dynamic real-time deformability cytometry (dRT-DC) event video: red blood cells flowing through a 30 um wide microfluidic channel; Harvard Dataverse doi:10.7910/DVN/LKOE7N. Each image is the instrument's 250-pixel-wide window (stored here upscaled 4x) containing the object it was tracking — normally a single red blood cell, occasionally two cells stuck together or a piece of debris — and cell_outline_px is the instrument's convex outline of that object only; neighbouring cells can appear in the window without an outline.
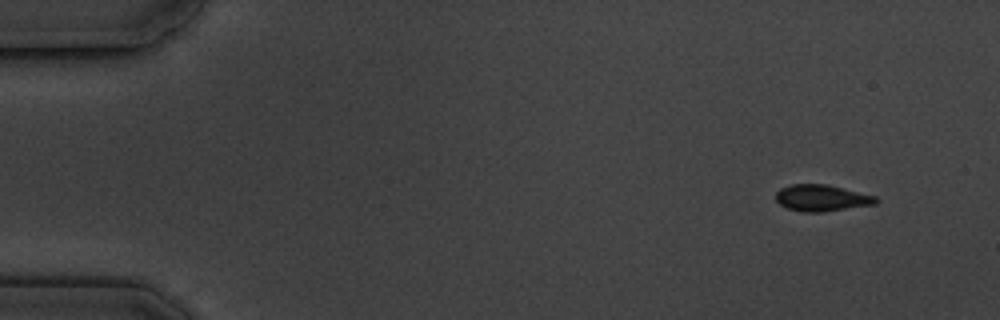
{"species": "common noctule bat (a hibernating species)", "species_latin": "Nyctalus noctula", "temperature_condition": "cold", "stored_images_in_passage": 9, "camera_frame_rate_fps": 3000, "um_per_image_px": 0.085, "animal": {"sex": "male", "body_mass_g": 19.5, "forearm_length_mm": 54.6}, "frame": {"image": 1, "passage_image": 1, "time_ms": 0.0, "image_size_px": [1000, 320], "cell_outline_px": [[880, 200], [876, 204], [824, 212], [804, 212], [788, 208], [780, 204], [776, 200], [776, 192], [780, 188], [792, 184], [824, 184], [876, 196]], "centroid_in_image_um": [69.85, 16.83], "position_along_channel_um": 15.1, "area_um2": 15.37}}